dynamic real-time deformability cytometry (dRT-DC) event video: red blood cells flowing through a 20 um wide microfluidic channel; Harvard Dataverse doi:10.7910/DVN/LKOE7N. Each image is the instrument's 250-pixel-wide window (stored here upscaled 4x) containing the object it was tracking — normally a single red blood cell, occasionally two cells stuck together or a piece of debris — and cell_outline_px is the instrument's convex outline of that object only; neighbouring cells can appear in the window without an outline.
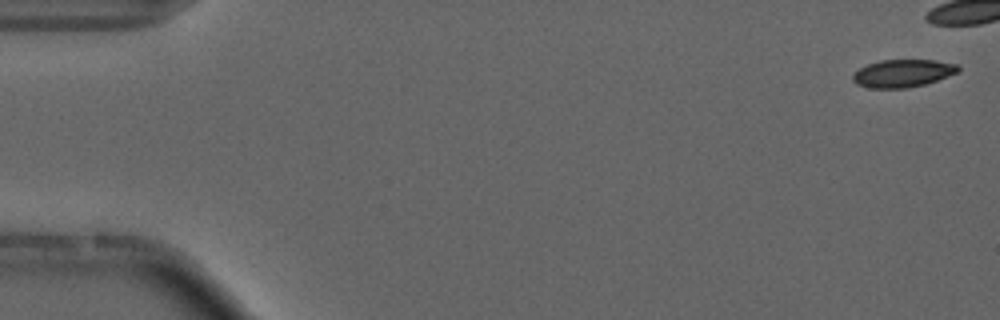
{"species": "common noctule bat (a hibernating species)", "species_latin": "Nyctalus noctula", "temperature_condition": "cold", "stored_images_in_passage": 10, "camera_frame_rate_fps": 3000, "um_per_image_px": 0.085, "animal": {"sex": "male", "forearm_length_mm": 52.5}, "frame": {"image": 1, "passage_image": 1, "time_ms": 0.0, "image_size_px": [1000, 320], "cell_outline_px": [[960, 68], [956, 72], [936, 80], [924, 84], [908, 88], [872, 88], [856, 84], [852, 80], [852, 76], [860, 68], [868, 64], [880, 60], [932, 60], [956, 64]], "centroid_in_image_um": [76.69, 6.23], "position_along_channel_um": 8.3, "area_um2": 16.7}}